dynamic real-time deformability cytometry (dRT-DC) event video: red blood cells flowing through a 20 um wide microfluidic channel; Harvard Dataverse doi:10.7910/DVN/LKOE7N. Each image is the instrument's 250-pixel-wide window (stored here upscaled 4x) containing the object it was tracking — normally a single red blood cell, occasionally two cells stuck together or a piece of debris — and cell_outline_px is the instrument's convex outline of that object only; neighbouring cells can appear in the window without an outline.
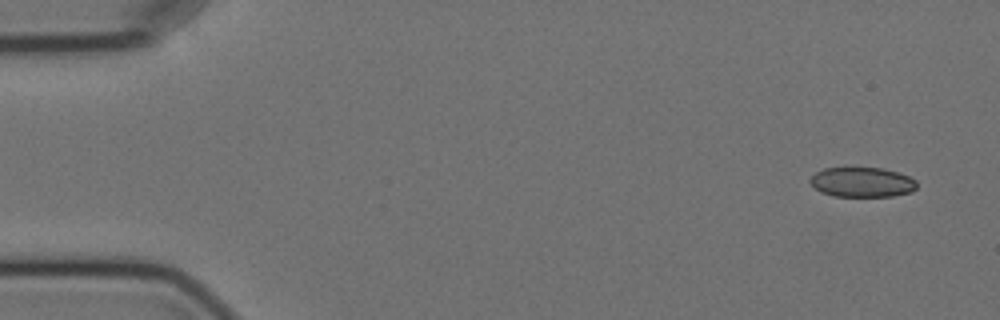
{"species": "Egyptian fruit bat (a non-hibernating species)", "species_latin": "Rousettus aegyptiacus", "temperature_condition": "cold", "stored_images_in_passage": 7, "camera_frame_rate_fps": 3000, "um_per_image_px": 0.085, "animal": {"sex": "female"}, "frame": {"image": 1, "passage_image": 1, "time_ms": 0.0, "image_size_px": [1000, 320], "cell_outline_px": [[916, 188], [912, 192], [892, 196], [832, 196], [820, 192], [808, 180], [816, 172], [824, 168], [844, 164], [884, 168], [908, 176], [916, 180]], "centroid_in_image_um": [73.23, 15.43], "position_along_channel_um": 11.8, "area_um2": 19.36}}
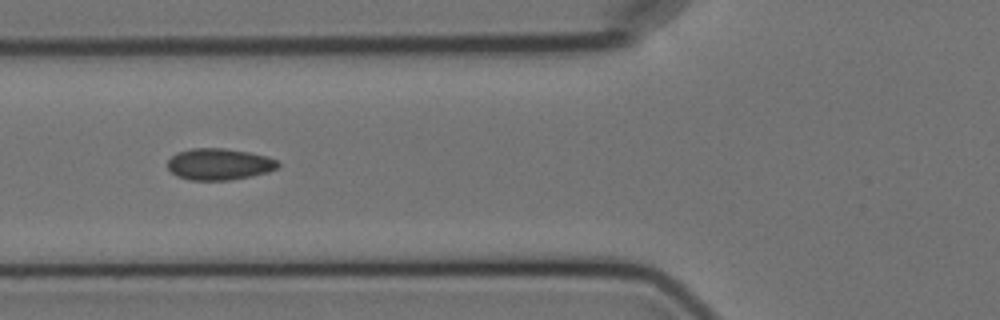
{"frame": {"image": 2, "passage_image": 6, "time_ms": 6.0, "image_size_px": [1000, 320], "cell_outline_px": [[280, 164], [276, 168], [268, 172], [252, 176], [228, 180], [188, 180], [176, 176], [168, 168], [168, 160], [176, 152], [192, 148], [224, 148], [248, 152], [268, 156], [276, 160]], "centroid_in_image_um": [18.61, 13.95], "position_along_channel_um": 107.2, "area_um2": 20.35}}
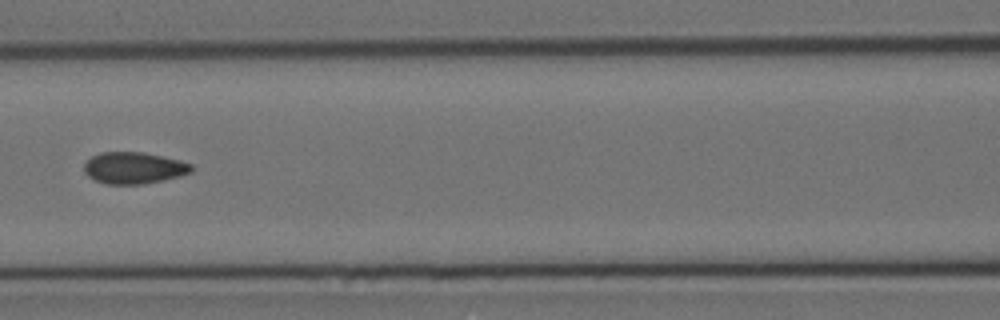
{"frame": {"image": 3, "passage_image": 7, "time_ms": 7.333, "image_size_px": [1000, 320], "cell_outline_px": [[192, 172], [180, 176], [164, 180], [144, 184], [104, 184], [88, 176], [84, 172], [84, 164], [92, 156], [100, 152], [144, 152], [180, 160], [192, 164]], "centroid_in_image_um": [11.38, 14.27], "position_along_channel_um": 155.2, "area_um2": 19.88}}